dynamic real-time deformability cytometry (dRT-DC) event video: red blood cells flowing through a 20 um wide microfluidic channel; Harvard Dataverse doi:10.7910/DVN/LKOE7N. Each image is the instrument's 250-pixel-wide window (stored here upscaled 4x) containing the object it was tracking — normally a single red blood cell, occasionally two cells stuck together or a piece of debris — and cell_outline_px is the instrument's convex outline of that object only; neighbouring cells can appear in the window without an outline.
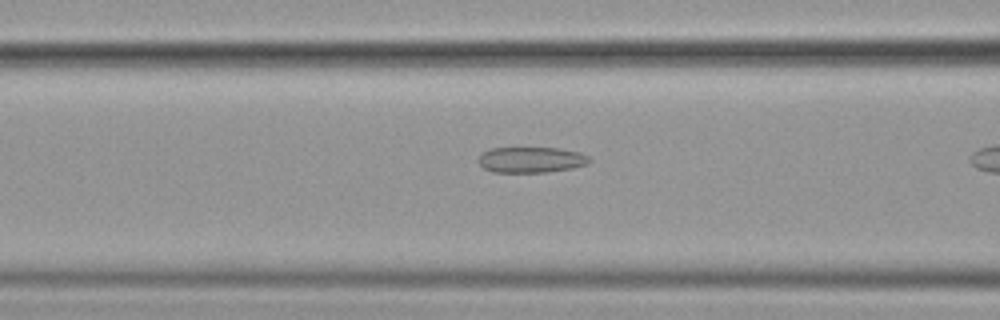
{"species": "common noctule bat (a hibernating species)", "species_latin": "Nyctalus noctula", "temperature_condition": "cold", "stored_images_in_passage": 19, "camera_frame_rate_fps": 3000, "um_per_image_px": 0.085, "animal": {"sex": "female", "body_mass_g": 19.9}, "frame": {"image": 1, "passage_image": 4, "time_ms": 1.0, "image_size_px": [1000, 320], "cell_outline_px": [[592, 160], [588, 164], [572, 168], [544, 172], [492, 172], [484, 168], [476, 160], [484, 152], [492, 148], [560, 148], [580, 152], [588, 156]], "centroid_in_image_um": [45.17, 13.58], "position_along_channel_um": 121.4, "area_um2": 16.65}}
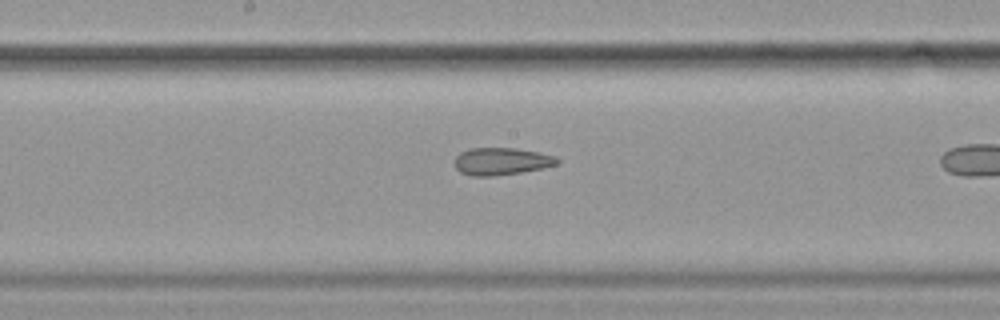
{"frame": {"image": 2, "passage_image": 11, "time_ms": 3.333, "image_size_px": [1000, 320], "cell_outline_px": [[560, 164], [520, 172], [492, 176], [472, 176], [460, 172], [456, 168], [456, 156], [460, 152], [468, 148], [516, 148], [540, 152], [556, 156], [560, 160]], "centroid_in_image_um": [42.64, 13.7], "position_along_channel_um": 205.6, "area_um2": 16.36}}
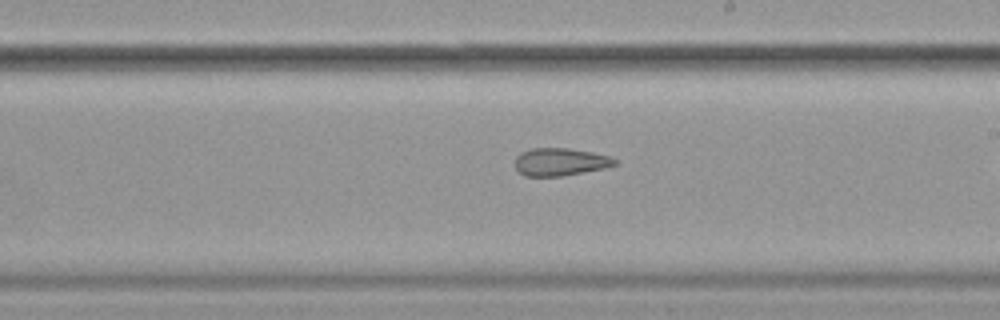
{"frame": {"image": 3, "passage_image": 14, "time_ms": 4.333, "image_size_px": [1000, 320], "cell_outline_px": [[616, 164], [604, 168], [564, 176], [524, 176], [516, 168], [516, 156], [520, 152], [532, 148], [568, 148], [592, 152], [608, 156], [616, 160]], "centroid_in_image_um": [47.59, 13.76], "position_along_channel_um": 241.4, "area_um2": 16.01}}